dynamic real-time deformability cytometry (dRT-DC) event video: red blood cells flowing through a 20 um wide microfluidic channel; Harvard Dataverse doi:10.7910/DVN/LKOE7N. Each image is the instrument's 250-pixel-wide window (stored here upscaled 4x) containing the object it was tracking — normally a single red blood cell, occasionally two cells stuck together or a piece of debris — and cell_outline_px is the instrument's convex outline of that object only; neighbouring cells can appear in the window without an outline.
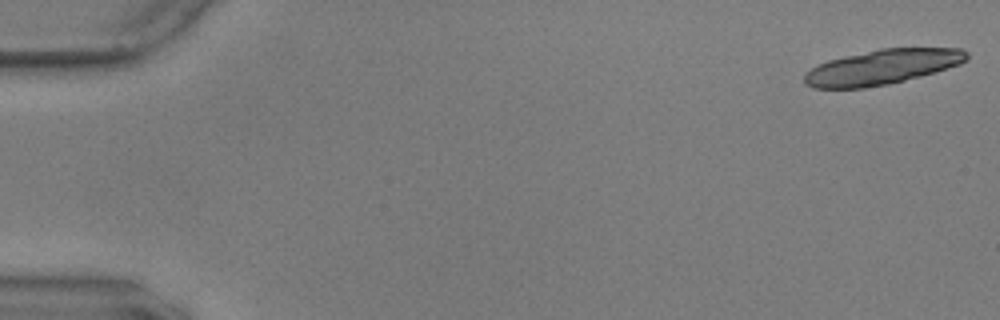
{"species": "common noctule bat (a hibernating species)", "species_latin": "Nyctalus noctula", "temperature_condition": "warm", "stored_images_in_passage": 21, "camera_frame_rate_fps": 3000, "um_per_image_px": 0.085, "animal": {"sex": "male", "body_mass_g": 17.9, "forearm_length_mm": 54.2}, "frame": {"image": 1, "passage_image": 1, "time_ms": 0.0, "image_size_px": [1000, 320], "cell_outline_px": [[968, 60], [960, 64], [904, 80], [888, 84], [864, 88], [812, 88], [804, 84], [804, 76], [812, 68], [828, 60], [844, 56], [880, 48], [960, 48], [968, 52]], "centroid_in_image_um": [74.97, 5.69], "position_along_channel_um": 10.0, "area_um2": 32.71}}